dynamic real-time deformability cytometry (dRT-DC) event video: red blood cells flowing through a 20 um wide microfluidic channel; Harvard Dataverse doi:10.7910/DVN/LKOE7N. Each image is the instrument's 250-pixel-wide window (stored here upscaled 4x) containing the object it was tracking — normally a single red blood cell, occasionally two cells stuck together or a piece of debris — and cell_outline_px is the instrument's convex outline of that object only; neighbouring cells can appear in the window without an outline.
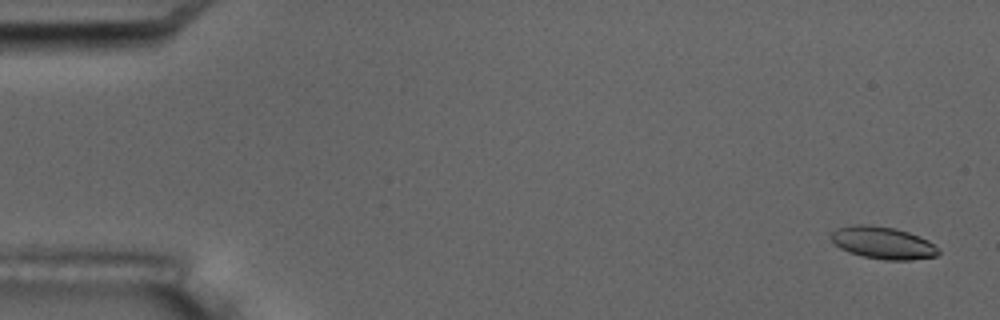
{"species": "common noctule bat (a hibernating species)", "species_latin": "Nyctalus noctula", "temperature_condition": "room temperature", "stored_images_in_passage": 5, "camera_frame_rate_fps": 3000, "um_per_image_px": 0.085, "animal": {"sex": "male", "body_mass_g": 17.5, "forearm_length_mm": 52.3}, "frame": {"image": 1, "passage_image": 1, "time_ms": 0.0, "image_size_px": [1000, 320], "cell_outline_px": [[940, 252], [936, 256], [912, 260], [884, 260], [864, 256], [848, 252], [840, 248], [828, 236], [836, 228], [852, 224], [872, 224], [896, 228], [908, 232], [928, 240]], "centroid_in_image_um": [75.0, 20.62], "position_along_channel_um": 10.0, "area_um2": 20.29}}